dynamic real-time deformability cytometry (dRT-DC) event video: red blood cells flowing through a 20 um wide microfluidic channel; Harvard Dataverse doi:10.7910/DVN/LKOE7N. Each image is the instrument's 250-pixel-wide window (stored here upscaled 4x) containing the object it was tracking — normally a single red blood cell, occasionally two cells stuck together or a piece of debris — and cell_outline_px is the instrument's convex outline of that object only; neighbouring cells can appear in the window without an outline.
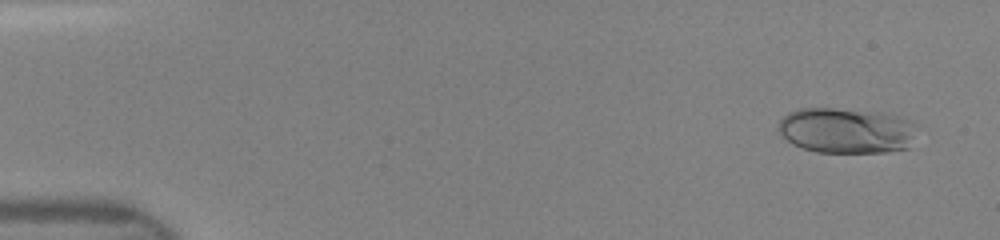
{"species": "human", "species_latin": "Homo sapiens", "temperature_condition": "room temperature", "stored_images_in_passage": 9, "camera_frame_rate_fps": 3000, "um_per_image_px": 0.085, "donor": {"sex": "female"}, "frame": {"image": 1, "passage_image": 3, "time_ms": 0.667, "image_size_px": [1000, 240], "cell_outline_px": [[920, 124], [908, 148], [888, 152], [816, 152], [792, 144], [780, 132], [780, 120], [788, 112], [796, 108], [832, 108], [884, 112], [900, 116]], "centroid_in_image_um": [72.01, 11.08], "position_along_channel_um": 13.0, "area_um2": 37.17}}